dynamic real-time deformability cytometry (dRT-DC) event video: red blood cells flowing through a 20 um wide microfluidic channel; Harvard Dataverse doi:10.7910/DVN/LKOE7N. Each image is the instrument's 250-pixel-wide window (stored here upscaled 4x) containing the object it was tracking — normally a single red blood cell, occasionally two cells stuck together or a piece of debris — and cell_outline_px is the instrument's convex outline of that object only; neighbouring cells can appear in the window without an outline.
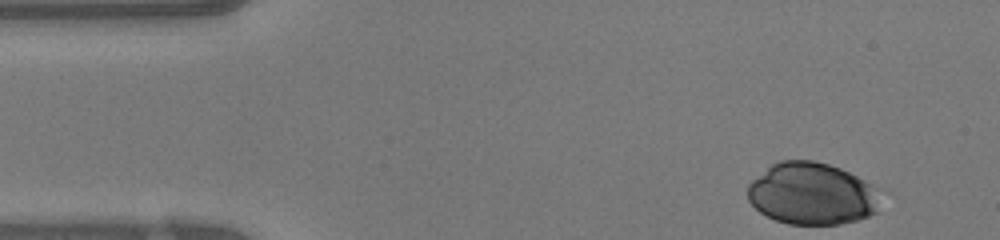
{"species": "human", "species_latin": "Homo sapiens", "temperature_condition": "warm", "stored_images_in_passage": 36, "camera_frame_rate_fps": 3000, "um_per_image_px": 0.085, "donor": {"sex": "female"}, "frame": {"image": 1, "passage_image": 1, "time_ms": 0.0, "image_size_px": [1000, 240], "cell_outline_px": [[876, 212], [868, 216], [856, 220], [840, 224], [788, 224], [776, 220], [760, 212], [748, 200], [748, 184], [752, 180], [772, 164], [780, 160], [812, 160], [828, 164], [840, 168], [864, 180], [876, 188]], "centroid_in_image_um": [68.96, 16.46], "position_along_channel_um": 16.0, "area_um2": 47.45}}
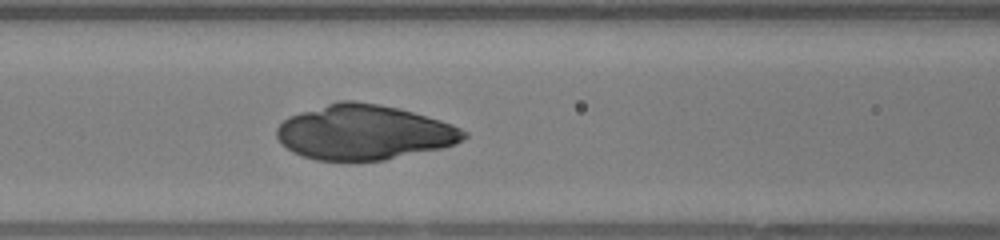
{"frame": {"image": 2, "passage_image": 16, "time_ms": 5.0, "image_size_px": [1000, 240], "cell_outline_px": [[468, 136], [464, 140], [444, 148], [384, 160], [316, 160], [292, 152], [276, 136], [276, 128], [288, 116], [300, 112], [340, 100], [356, 100], [396, 108], [412, 112], [440, 120], [452, 124], [468, 132]], "centroid_in_image_um": [30.97, 11.25], "position_along_channel_um": 135.6, "area_um2": 59.59}}
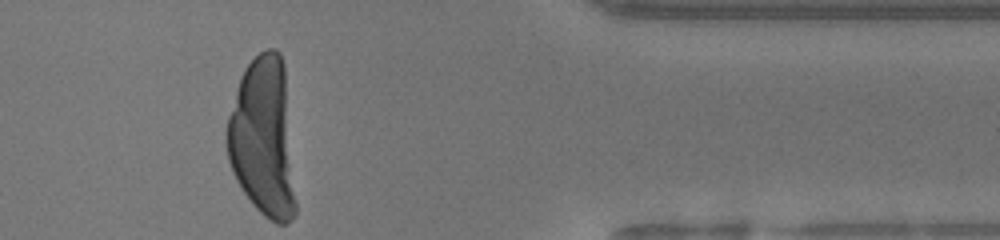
{"frame": {"image": 3, "passage_image": 36, "time_ms": 11.667, "image_size_px": [1000, 240], "cell_outline_px": [[296, 212], [292, 220], [284, 224], [276, 224], [264, 216], [252, 204], [236, 180], [232, 172], [228, 160], [224, 140], [224, 132], [228, 116], [244, 68], [260, 52], [268, 48], [276, 48], [280, 52], [284, 64], [296, 204]], "centroid_in_image_um": [22.35, 11.74], "position_along_channel_um": 389.1, "area_um2": 64.16}}